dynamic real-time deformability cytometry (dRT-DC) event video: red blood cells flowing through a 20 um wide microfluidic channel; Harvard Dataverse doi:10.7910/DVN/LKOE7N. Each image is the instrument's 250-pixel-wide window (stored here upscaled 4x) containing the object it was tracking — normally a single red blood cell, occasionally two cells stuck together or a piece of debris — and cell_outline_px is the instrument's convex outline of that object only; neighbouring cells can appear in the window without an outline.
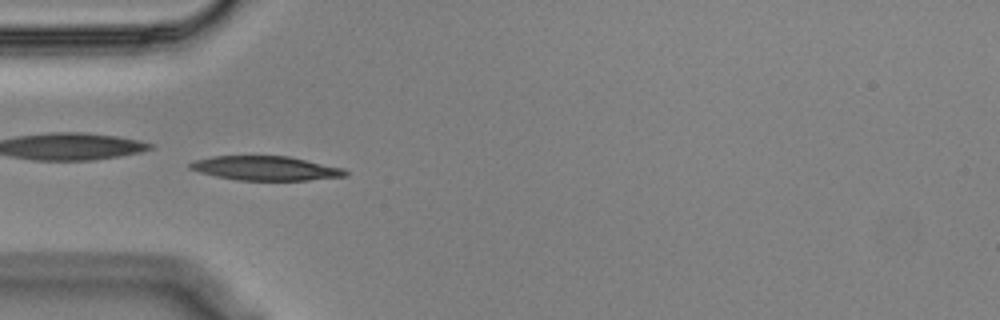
{"species": "Egyptian fruit bat (a non-hibernating species)", "species_latin": "Rousettus aegyptiacus", "temperature_condition": "cold", "stored_images_in_passage": 53, "camera_frame_rate_fps": 3000, "um_per_image_px": 0.085, "animal": {"sex": "male"}, "frame": {"image": 1, "passage_image": 16, "time_ms": 5.0, "image_size_px": [1000, 320], "cell_outline_px": [[348, 176], [308, 180], [236, 180], [216, 176], [200, 172], [188, 168], [188, 164], [196, 160], [212, 156], [288, 156], [344, 168], [348, 172]], "centroid_in_image_um": [22.6, 14.3], "position_along_channel_um": 62.4, "area_um2": 21.91}}
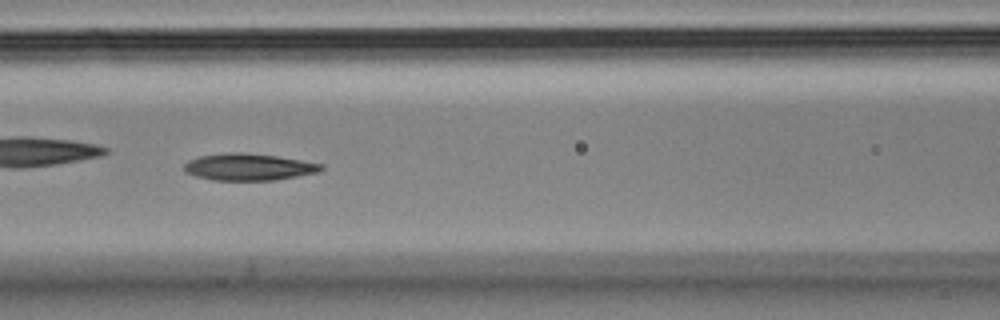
{"frame": {"image": 2, "passage_image": 23, "time_ms": 7.333, "image_size_px": [1000, 320], "cell_outline_px": [[324, 168], [320, 172], [276, 180], [212, 180], [196, 176], [184, 172], [184, 164], [188, 160], [200, 156], [228, 152], [240, 152], [276, 156], [324, 164]], "centroid_in_image_um": [21.14, 14.19], "position_along_channel_um": 145.5, "area_um2": 21.5}, "authors_computed_cell_mechanics": {"area_um2": 21.7328, "velocity_mm_per_s": 3.5612, "shape_relaxation_time_tau1_ms": 10.5458, "shape_relaxation_time_tau2_ms": null, "deformation_change_tau1": 0.2306, "deformation_change_tau2": null}}